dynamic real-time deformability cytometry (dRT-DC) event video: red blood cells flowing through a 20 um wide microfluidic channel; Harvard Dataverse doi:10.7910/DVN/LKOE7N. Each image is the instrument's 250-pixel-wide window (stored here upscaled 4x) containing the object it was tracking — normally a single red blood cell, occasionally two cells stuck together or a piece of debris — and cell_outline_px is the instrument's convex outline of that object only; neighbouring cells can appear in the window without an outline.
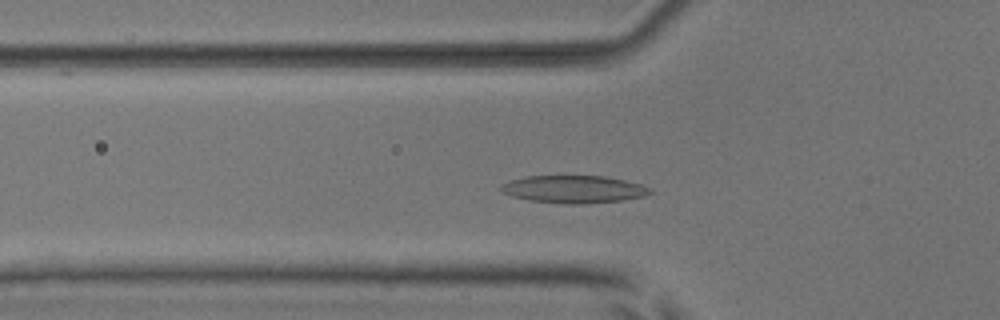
{"species": "common noctule bat (a hibernating species)", "species_latin": "Nyctalus noctula", "temperature_condition": "room temperature", "stored_images_in_passage": 48, "camera_frame_rate_fps": 3000, "um_per_image_px": 0.085, "animal": {"sex": "male", "body_mass_g": 17.9, "forearm_length_mm": 54.2}, "frame": {"image": 1, "passage_image": 13, "time_ms": 4.0, "image_size_px": [1000, 320], "cell_outline_px": [[652, 192], [644, 196], [624, 200], [584, 204], [568, 204], [532, 200], [512, 196], [504, 192], [500, 188], [500, 184], [508, 180], [524, 176], [604, 176], [624, 180], [640, 184], [652, 188]], "centroid_in_image_um": [48.78, 16.08], "position_along_channel_um": 77.0, "area_um2": 23.93}}
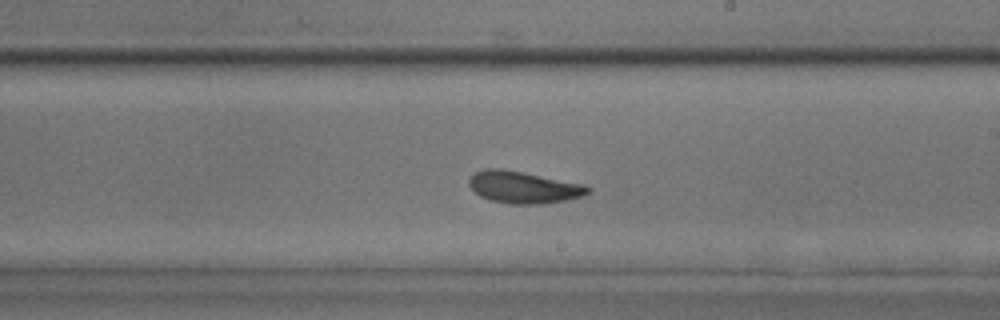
{"frame": {"image": 2, "passage_image": 26, "time_ms": 8.333, "image_size_px": [1000, 320], "cell_outline_px": [[592, 188], [588, 192], [580, 196], [564, 200], [544, 204], [508, 204], [488, 200], [480, 196], [468, 184], [468, 180], [476, 172], [484, 168], [500, 168], [524, 172], [584, 184]], "centroid_in_image_um": [44.47, 15.91], "position_along_channel_um": 244.5, "area_um2": 22.14}}
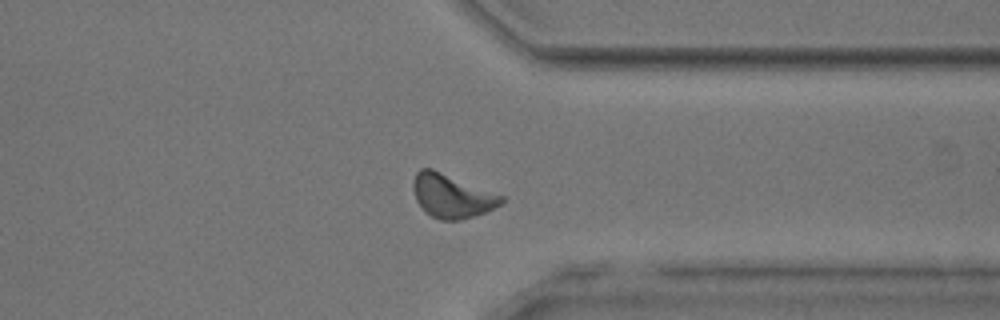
{"frame": {"image": 3, "passage_image": 36, "time_ms": 11.667, "image_size_px": [1000, 320], "cell_outline_px": [[504, 200], [500, 204], [484, 212], [460, 220], [440, 220], [424, 212], [416, 200], [412, 188], [412, 180], [416, 172], [420, 168], [432, 168], [504, 196]], "centroid_in_image_um": [38.35, 16.64], "position_along_channel_um": 373.1, "area_um2": 22.37}, "authors_computed_cell_mechanics": {"area_um2": 21.7617, "velocity_mm_per_s": 3.8807, "shape_relaxation_time_tau1_ms": 2.7593, "shape_relaxation_time_tau2_ms": 1.6174, "deformation_change_tau1": 0.1373, "deformation_change_tau2": 0.082}}